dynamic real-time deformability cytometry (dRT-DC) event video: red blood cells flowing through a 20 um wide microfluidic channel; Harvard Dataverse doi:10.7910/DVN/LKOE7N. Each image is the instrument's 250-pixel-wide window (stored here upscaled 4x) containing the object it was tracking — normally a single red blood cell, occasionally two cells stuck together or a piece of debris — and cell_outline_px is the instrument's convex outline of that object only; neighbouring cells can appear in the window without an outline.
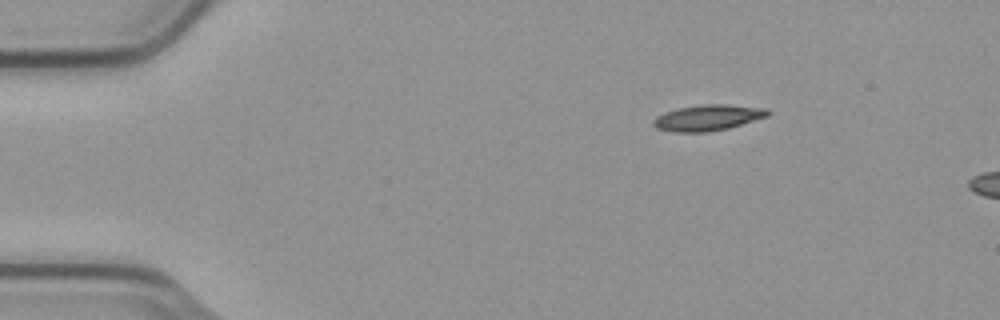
{"species": "common noctule bat (a hibernating species)", "species_latin": "Nyctalus noctula", "temperature_condition": "cold", "stored_images_in_passage": 3, "camera_frame_rate_fps": 3000, "um_per_image_px": 0.085, "animal": {"sex": "male", "body_mass_g": 23.1, "forearm_length_mm": 52.7}, "frame": {"image": 1, "passage_image": 1, "time_ms": 0.0, "image_size_px": [1000, 320], "cell_outline_px": [[768, 116], [728, 128], [708, 132], [672, 132], [656, 128], [652, 124], [652, 120], [656, 116], [664, 112], [680, 108], [704, 104], [724, 104], [764, 108], [768, 112]], "centroid_in_image_um": [60.1, 10.01], "position_along_channel_um": 24.9, "area_um2": 17.11}}